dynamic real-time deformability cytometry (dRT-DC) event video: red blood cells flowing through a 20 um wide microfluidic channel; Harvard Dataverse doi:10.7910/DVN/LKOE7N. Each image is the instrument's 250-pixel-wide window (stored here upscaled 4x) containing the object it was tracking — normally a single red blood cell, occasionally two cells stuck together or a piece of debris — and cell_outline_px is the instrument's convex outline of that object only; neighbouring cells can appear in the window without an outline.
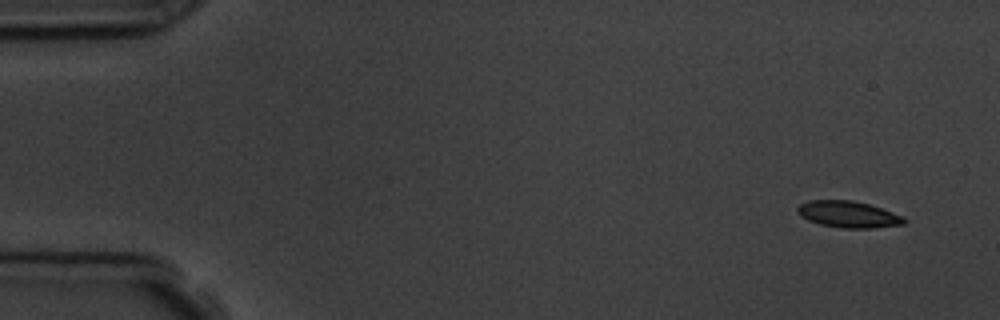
{"species": "common noctule bat (a hibernating species)", "species_latin": "Nyctalus noctula", "temperature_condition": "room temperature", "stored_images_in_passage": 10, "camera_frame_rate_fps": 3000, "um_per_image_px": 0.085, "animal": {"sex": "male", "body_mass_g": 19.5, "forearm_length_mm": 54.6}, "frame": {"image": 1, "passage_image": 1, "time_ms": 0.0, "image_size_px": [1000, 320], "cell_outline_px": [[908, 220], [904, 224], [872, 228], [844, 228], [820, 224], [808, 220], [800, 216], [796, 212], [796, 208], [800, 204], [808, 200], [852, 200], [868, 204], [904, 216]], "centroid_in_image_um": [72.09, 18.22], "position_along_channel_um": 12.9, "area_um2": 16.53}}
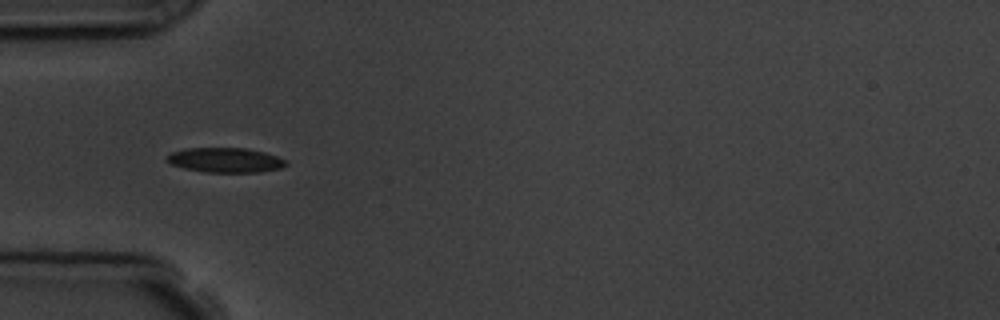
{"frame": {"image": 2, "passage_image": 5, "time_ms": 4.667, "image_size_px": [1000, 320], "cell_outline_px": [[288, 164], [280, 168], [260, 172], [204, 172], [184, 168], [172, 164], [164, 160], [172, 152], [184, 148], [248, 148], [264, 152], [288, 160]], "centroid_in_image_um": [19.17, 13.6], "position_along_channel_um": 65.8, "area_um2": 17.22}}
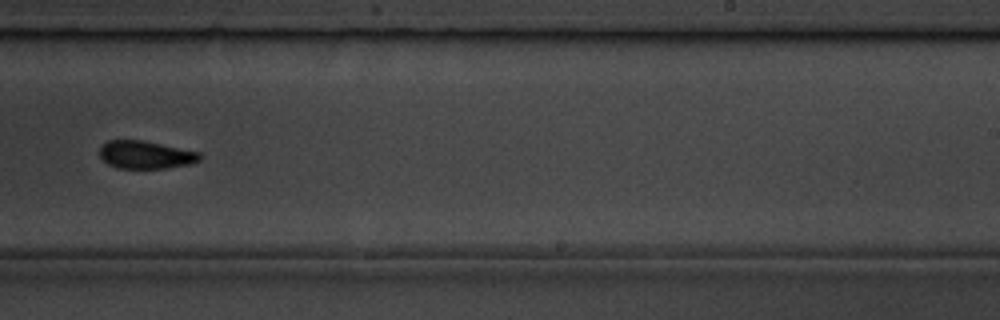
{"frame": {"image": 3, "passage_image": 10, "time_ms": 10.333, "image_size_px": [1000, 320], "cell_outline_px": [[204, 156], [200, 160], [192, 164], [164, 168], [116, 168], [108, 164], [100, 156], [100, 144], [108, 140], [144, 140], [200, 152]], "centroid_in_image_um": [12.4, 13.15], "position_along_channel_um": 276.6, "area_um2": 16.47}}